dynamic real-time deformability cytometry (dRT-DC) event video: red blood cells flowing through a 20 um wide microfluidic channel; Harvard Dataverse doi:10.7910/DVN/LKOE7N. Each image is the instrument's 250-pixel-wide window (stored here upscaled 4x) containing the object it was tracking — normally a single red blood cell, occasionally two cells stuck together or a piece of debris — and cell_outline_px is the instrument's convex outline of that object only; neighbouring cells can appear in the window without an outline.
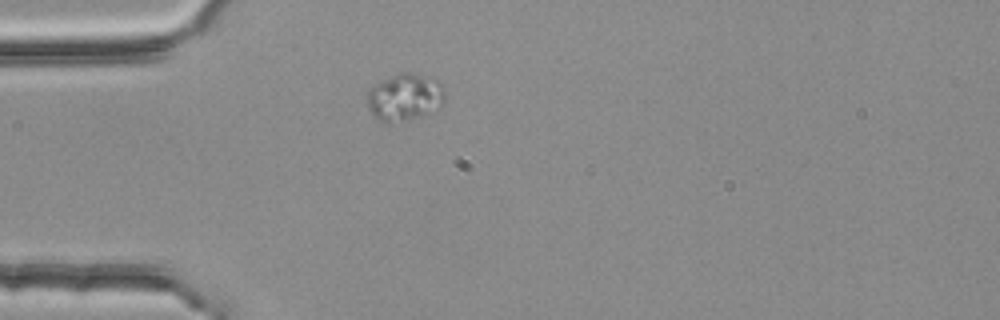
{"species": "common noctule bat (a hibernating species)", "species_latin": "Nyctalus noctula", "temperature_condition": "room temperature", "stored_images_in_passage": 1, "camera_frame_rate_fps": 3000, "um_per_image_px": 0.085, "animal": {"sex": "female", "body_mass_g": 25.1}, "frame": {"image": 1, "passage_image": 1, "time_ms": 0.0, "image_size_px": [1000, 320], "cell_outline_px": [[444, 104], [424, 116], [388, 124], [372, 116], [368, 108], [368, 92], [376, 84], [396, 72], [412, 72], [440, 80], [444, 84]], "centroid_in_image_um": [34.44, 8.26], "position_along_channel_um": 50.6, "area_um2": 21.79}}